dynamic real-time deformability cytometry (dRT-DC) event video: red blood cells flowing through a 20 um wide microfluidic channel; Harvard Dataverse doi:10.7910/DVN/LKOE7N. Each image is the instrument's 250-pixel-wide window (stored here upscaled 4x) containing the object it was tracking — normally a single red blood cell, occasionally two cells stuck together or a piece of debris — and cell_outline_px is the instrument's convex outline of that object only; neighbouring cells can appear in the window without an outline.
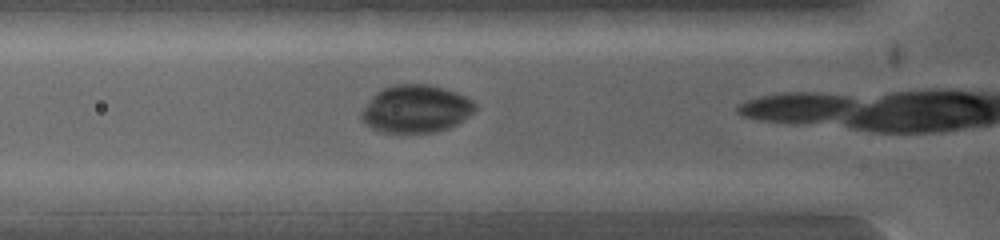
{"species": "common noctule bat (a hibernating species)", "species_latin": "Nyctalus noctula", "temperature_condition": "warm", "stored_images_in_passage": 5, "segment_of_instrument_passage": [2, 2], "camera_frame_rate_fps": 5000, "um_per_image_px": 0.085, "animal": {"sex": "female", "body_mass_g": 19.0, "forearm_length_mm": 53.3}, "frame": {"image": 1, "passage_image": 5, "time_ms": 0.8, "image_size_px": [1000, 240], "cell_outline_px": [[476, 108], [468, 116], [456, 124], [448, 128], [436, 132], [384, 132], [372, 128], [360, 116], [360, 112], [372, 96], [376, 92], [384, 88], [396, 84], [424, 84], [456, 92], [472, 100], [476, 104]], "centroid_in_image_um": [35.34, 9.25], "position_along_channel_um": 90.5, "area_um2": 31.1}}